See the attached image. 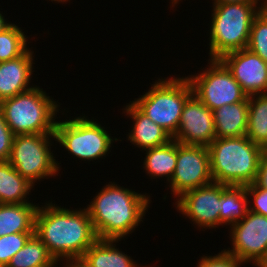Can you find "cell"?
Instances as JSON below:
<instances>
[{"mask_svg":"<svg viewBox=\"0 0 267 267\" xmlns=\"http://www.w3.org/2000/svg\"><path fill=\"white\" fill-rule=\"evenodd\" d=\"M57 263L46 245L33 234L24 247L11 258L7 267H45L56 266Z\"/></svg>","mask_w":267,"mask_h":267,"instance_id":"cell-23","label":"cell"},{"mask_svg":"<svg viewBox=\"0 0 267 267\" xmlns=\"http://www.w3.org/2000/svg\"><path fill=\"white\" fill-rule=\"evenodd\" d=\"M51 1H56V2H58V3H61V2H67L68 0H51Z\"/></svg>","mask_w":267,"mask_h":267,"instance_id":"cell-36","label":"cell"},{"mask_svg":"<svg viewBox=\"0 0 267 267\" xmlns=\"http://www.w3.org/2000/svg\"><path fill=\"white\" fill-rule=\"evenodd\" d=\"M249 97L243 102L225 104L213 110L216 138L246 135Z\"/></svg>","mask_w":267,"mask_h":267,"instance_id":"cell-17","label":"cell"},{"mask_svg":"<svg viewBox=\"0 0 267 267\" xmlns=\"http://www.w3.org/2000/svg\"><path fill=\"white\" fill-rule=\"evenodd\" d=\"M55 134L15 135L8 162L33 186L43 178L55 176L59 163L51 152V139Z\"/></svg>","mask_w":267,"mask_h":267,"instance_id":"cell-7","label":"cell"},{"mask_svg":"<svg viewBox=\"0 0 267 267\" xmlns=\"http://www.w3.org/2000/svg\"><path fill=\"white\" fill-rule=\"evenodd\" d=\"M65 267H88L80 259L66 261Z\"/></svg>","mask_w":267,"mask_h":267,"instance_id":"cell-33","label":"cell"},{"mask_svg":"<svg viewBox=\"0 0 267 267\" xmlns=\"http://www.w3.org/2000/svg\"><path fill=\"white\" fill-rule=\"evenodd\" d=\"M181 0H172V7L179 3ZM213 5L227 4V3H258L259 0H213Z\"/></svg>","mask_w":267,"mask_h":267,"instance_id":"cell-32","label":"cell"},{"mask_svg":"<svg viewBox=\"0 0 267 267\" xmlns=\"http://www.w3.org/2000/svg\"><path fill=\"white\" fill-rule=\"evenodd\" d=\"M210 170L214 182L227 186L254 183L264 148L246 135L215 138L208 146Z\"/></svg>","mask_w":267,"mask_h":267,"instance_id":"cell-3","label":"cell"},{"mask_svg":"<svg viewBox=\"0 0 267 267\" xmlns=\"http://www.w3.org/2000/svg\"><path fill=\"white\" fill-rule=\"evenodd\" d=\"M245 190L247 196L253 198V203L248 205V210L267 217V189L258 188L252 183L245 186Z\"/></svg>","mask_w":267,"mask_h":267,"instance_id":"cell-29","label":"cell"},{"mask_svg":"<svg viewBox=\"0 0 267 267\" xmlns=\"http://www.w3.org/2000/svg\"><path fill=\"white\" fill-rule=\"evenodd\" d=\"M20 28L11 23L0 33V62L15 59L28 49V37Z\"/></svg>","mask_w":267,"mask_h":267,"instance_id":"cell-25","label":"cell"},{"mask_svg":"<svg viewBox=\"0 0 267 267\" xmlns=\"http://www.w3.org/2000/svg\"><path fill=\"white\" fill-rule=\"evenodd\" d=\"M243 263V261L223 250L216 256H202L197 267H240Z\"/></svg>","mask_w":267,"mask_h":267,"instance_id":"cell-28","label":"cell"},{"mask_svg":"<svg viewBox=\"0 0 267 267\" xmlns=\"http://www.w3.org/2000/svg\"><path fill=\"white\" fill-rule=\"evenodd\" d=\"M38 204H0V237L14 233H35Z\"/></svg>","mask_w":267,"mask_h":267,"instance_id":"cell-18","label":"cell"},{"mask_svg":"<svg viewBox=\"0 0 267 267\" xmlns=\"http://www.w3.org/2000/svg\"><path fill=\"white\" fill-rule=\"evenodd\" d=\"M227 185L211 182L184 192L175 202L176 209L198 228H216L220 225L221 194Z\"/></svg>","mask_w":267,"mask_h":267,"instance_id":"cell-12","label":"cell"},{"mask_svg":"<svg viewBox=\"0 0 267 267\" xmlns=\"http://www.w3.org/2000/svg\"><path fill=\"white\" fill-rule=\"evenodd\" d=\"M118 241L97 239L80 260L88 267H139L130 256L115 247Z\"/></svg>","mask_w":267,"mask_h":267,"instance_id":"cell-19","label":"cell"},{"mask_svg":"<svg viewBox=\"0 0 267 267\" xmlns=\"http://www.w3.org/2000/svg\"><path fill=\"white\" fill-rule=\"evenodd\" d=\"M87 117L78 116L63 122H56L55 141L82 160H98L105 157L109 151L113 138L104 127Z\"/></svg>","mask_w":267,"mask_h":267,"instance_id":"cell-8","label":"cell"},{"mask_svg":"<svg viewBox=\"0 0 267 267\" xmlns=\"http://www.w3.org/2000/svg\"><path fill=\"white\" fill-rule=\"evenodd\" d=\"M258 3H227L213 5L210 26V59L247 48L254 17L265 6ZM257 8V9H256Z\"/></svg>","mask_w":267,"mask_h":267,"instance_id":"cell-4","label":"cell"},{"mask_svg":"<svg viewBox=\"0 0 267 267\" xmlns=\"http://www.w3.org/2000/svg\"><path fill=\"white\" fill-rule=\"evenodd\" d=\"M254 184L258 188L267 189V149L264 150L261 156Z\"/></svg>","mask_w":267,"mask_h":267,"instance_id":"cell-31","label":"cell"},{"mask_svg":"<svg viewBox=\"0 0 267 267\" xmlns=\"http://www.w3.org/2000/svg\"><path fill=\"white\" fill-rule=\"evenodd\" d=\"M146 151L143 168L154 178L167 177L169 182L174 174L177 161V141L172 139L168 143L144 150Z\"/></svg>","mask_w":267,"mask_h":267,"instance_id":"cell-21","label":"cell"},{"mask_svg":"<svg viewBox=\"0 0 267 267\" xmlns=\"http://www.w3.org/2000/svg\"><path fill=\"white\" fill-rule=\"evenodd\" d=\"M35 233H14L0 237V267H7L11 258Z\"/></svg>","mask_w":267,"mask_h":267,"instance_id":"cell-27","label":"cell"},{"mask_svg":"<svg viewBox=\"0 0 267 267\" xmlns=\"http://www.w3.org/2000/svg\"><path fill=\"white\" fill-rule=\"evenodd\" d=\"M35 235L56 261L81 259L98 239L86 208L70 210L52 202L38 207Z\"/></svg>","mask_w":267,"mask_h":267,"instance_id":"cell-1","label":"cell"},{"mask_svg":"<svg viewBox=\"0 0 267 267\" xmlns=\"http://www.w3.org/2000/svg\"><path fill=\"white\" fill-rule=\"evenodd\" d=\"M245 186H228L221 194L220 225H233L241 221L247 211L248 200Z\"/></svg>","mask_w":267,"mask_h":267,"instance_id":"cell-24","label":"cell"},{"mask_svg":"<svg viewBox=\"0 0 267 267\" xmlns=\"http://www.w3.org/2000/svg\"><path fill=\"white\" fill-rule=\"evenodd\" d=\"M151 86V90L130 102L173 137L178 130L183 107L193 94L192 85L187 77H171L158 79Z\"/></svg>","mask_w":267,"mask_h":267,"instance_id":"cell-6","label":"cell"},{"mask_svg":"<svg viewBox=\"0 0 267 267\" xmlns=\"http://www.w3.org/2000/svg\"><path fill=\"white\" fill-rule=\"evenodd\" d=\"M11 23H7L4 16L0 13V33L5 30Z\"/></svg>","mask_w":267,"mask_h":267,"instance_id":"cell-34","label":"cell"},{"mask_svg":"<svg viewBox=\"0 0 267 267\" xmlns=\"http://www.w3.org/2000/svg\"><path fill=\"white\" fill-rule=\"evenodd\" d=\"M34 186L8 162H0V204L31 203L27 195Z\"/></svg>","mask_w":267,"mask_h":267,"instance_id":"cell-20","label":"cell"},{"mask_svg":"<svg viewBox=\"0 0 267 267\" xmlns=\"http://www.w3.org/2000/svg\"><path fill=\"white\" fill-rule=\"evenodd\" d=\"M219 60L248 97L267 94V63L256 53L243 48L226 53Z\"/></svg>","mask_w":267,"mask_h":267,"instance_id":"cell-14","label":"cell"},{"mask_svg":"<svg viewBox=\"0 0 267 267\" xmlns=\"http://www.w3.org/2000/svg\"><path fill=\"white\" fill-rule=\"evenodd\" d=\"M86 210L98 239L121 240L131 234L144 219L150 196L123 188L116 183L106 185L92 199Z\"/></svg>","mask_w":267,"mask_h":267,"instance_id":"cell-2","label":"cell"},{"mask_svg":"<svg viewBox=\"0 0 267 267\" xmlns=\"http://www.w3.org/2000/svg\"><path fill=\"white\" fill-rule=\"evenodd\" d=\"M58 107L37 86L0 102L5 122L14 135L54 134Z\"/></svg>","mask_w":267,"mask_h":267,"instance_id":"cell-5","label":"cell"},{"mask_svg":"<svg viewBox=\"0 0 267 267\" xmlns=\"http://www.w3.org/2000/svg\"><path fill=\"white\" fill-rule=\"evenodd\" d=\"M246 136L267 149V94L249 96Z\"/></svg>","mask_w":267,"mask_h":267,"instance_id":"cell-22","label":"cell"},{"mask_svg":"<svg viewBox=\"0 0 267 267\" xmlns=\"http://www.w3.org/2000/svg\"><path fill=\"white\" fill-rule=\"evenodd\" d=\"M215 138L213 111L192 94L183 107L178 130L172 139L184 145L208 147Z\"/></svg>","mask_w":267,"mask_h":267,"instance_id":"cell-13","label":"cell"},{"mask_svg":"<svg viewBox=\"0 0 267 267\" xmlns=\"http://www.w3.org/2000/svg\"><path fill=\"white\" fill-rule=\"evenodd\" d=\"M14 136V133L5 122L3 113L0 109V162L9 160Z\"/></svg>","mask_w":267,"mask_h":267,"instance_id":"cell-30","label":"cell"},{"mask_svg":"<svg viewBox=\"0 0 267 267\" xmlns=\"http://www.w3.org/2000/svg\"><path fill=\"white\" fill-rule=\"evenodd\" d=\"M124 113L132 118V130L128 134V140L136 147L146 150L162 146L172 140V136L161 126L154 123L148 116L142 113L132 102L124 108Z\"/></svg>","mask_w":267,"mask_h":267,"instance_id":"cell-16","label":"cell"},{"mask_svg":"<svg viewBox=\"0 0 267 267\" xmlns=\"http://www.w3.org/2000/svg\"><path fill=\"white\" fill-rule=\"evenodd\" d=\"M209 60V68L187 77L193 94L211 111L225 104L243 102L248 96L232 73L219 59Z\"/></svg>","mask_w":267,"mask_h":267,"instance_id":"cell-9","label":"cell"},{"mask_svg":"<svg viewBox=\"0 0 267 267\" xmlns=\"http://www.w3.org/2000/svg\"><path fill=\"white\" fill-rule=\"evenodd\" d=\"M257 267H267V253L263 260L257 265Z\"/></svg>","mask_w":267,"mask_h":267,"instance_id":"cell-35","label":"cell"},{"mask_svg":"<svg viewBox=\"0 0 267 267\" xmlns=\"http://www.w3.org/2000/svg\"><path fill=\"white\" fill-rule=\"evenodd\" d=\"M213 182L210 170V155L207 146L184 145L177 142V161L169 181L173 196Z\"/></svg>","mask_w":267,"mask_h":267,"instance_id":"cell-10","label":"cell"},{"mask_svg":"<svg viewBox=\"0 0 267 267\" xmlns=\"http://www.w3.org/2000/svg\"><path fill=\"white\" fill-rule=\"evenodd\" d=\"M247 48L267 63V5L253 19Z\"/></svg>","mask_w":267,"mask_h":267,"instance_id":"cell-26","label":"cell"},{"mask_svg":"<svg viewBox=\"0 0 267 267\" xmlns=\"http://www.w3.org/2000/svg\"><path fill=\"white\" fill-rule=\"evenodd\" d=\"M231 226L233 247L225 251L257 266L267 253V217L248 210L241 221Z\"/></svg>","mask_w":267,"mask_h":267,"instance_id":"cell-11","label":"cell"},{"mask_svg":"<svg viewBox=\"0 0 267 267\" xmlns=\"http://www.w3.org/2000/svg\"><path fill=\"white\" fill-rule=\"evenodd\" d=\"M33 57L29 48L15 59L0 62V102L34 88L29 87Z\"/></svg>","mask_w":267,"mask_h":267,"instance_id":"cell-15","label":"cell"}]
</instances>
